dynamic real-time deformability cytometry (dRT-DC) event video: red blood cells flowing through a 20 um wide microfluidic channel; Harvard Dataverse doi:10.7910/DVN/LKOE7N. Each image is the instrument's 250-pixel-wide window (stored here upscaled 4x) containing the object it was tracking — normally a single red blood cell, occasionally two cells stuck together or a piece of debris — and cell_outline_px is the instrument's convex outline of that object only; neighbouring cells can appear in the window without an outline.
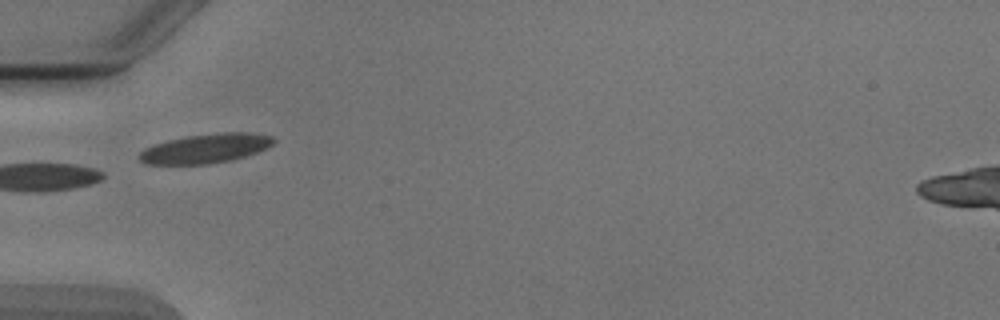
{"species": "Egyptian fruit bat (a non-hibernating species)", "species_latin": "Rousettus aegyptiacus", "temperature_condition": "cold", "stored_images_in_passage": 6, "camera_frame_rate_fps": 3000, "um_per_image_px": 0.085, "animal": {"sex": "male"}, "frame": {"image": 1, "passage_image": 4, "time_ms": 3.333, "image_size_px": [1000, 320], "cell_outline_px": [[276, 140], [272, 144], [256, 152], [244, 156], [228, 160], [208, 164], [144, 164], [136, 156], [144, 148], [168, 140], [184, 136], [220, 132], [244, 132], [272, 136]], "centroid_in_image_um": [17.42, 12.61], "position_along_channel_um": 67.6, "area_um2": 22.77}}
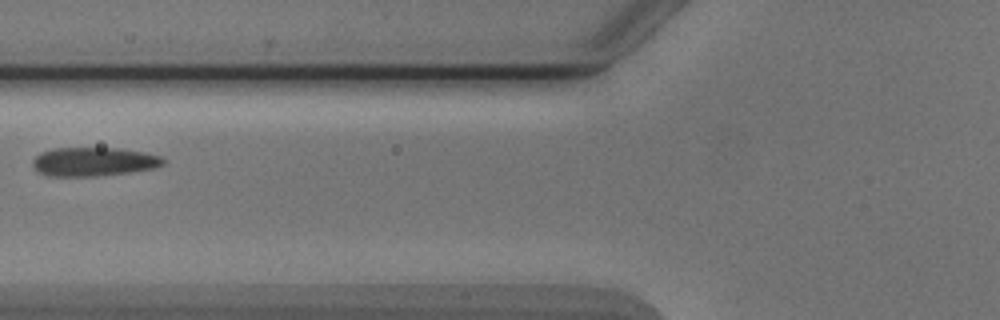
{"frame": {"image": 2, "passage_image": 5, "time_ms": 4.667, "image_size_px": [1000, 320], "cell_outline_px": [[164, 164], [156, 168], [128, 172], [96, 176], [48, 176], [36, 172], [32, 164], [32, 160], [40, 152], [52, 148], [120, 148], [144, 152], [160, 156], [164, 160]], "centroid_in_image_um": [7.92, 13.74], "position_along_channel_um": 117.9, "area_um2": 22.08}}
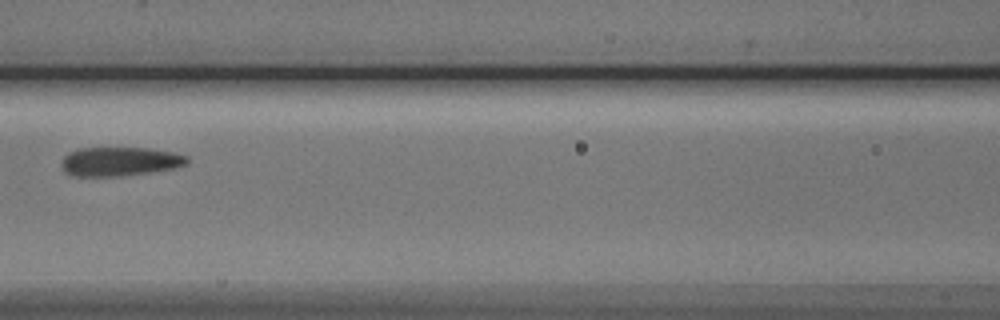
{"frame": {"image": 3, "passage_image": 6, "time_ms": 5.667, "image_size_px": [1000, 320], "cell_outline_px": [[188, 164], [172, 168], [152, 172], [120, 176], [72, 176], [64, 172], [60, 164], [64, 156], [68, 152], [80, 148], [148, 148], [176, 152], [188, 156]], "centroid_in_image_um": [10.17, 13.72], "position_along_channel_um": 156.4, "area_um2": 21.44}}